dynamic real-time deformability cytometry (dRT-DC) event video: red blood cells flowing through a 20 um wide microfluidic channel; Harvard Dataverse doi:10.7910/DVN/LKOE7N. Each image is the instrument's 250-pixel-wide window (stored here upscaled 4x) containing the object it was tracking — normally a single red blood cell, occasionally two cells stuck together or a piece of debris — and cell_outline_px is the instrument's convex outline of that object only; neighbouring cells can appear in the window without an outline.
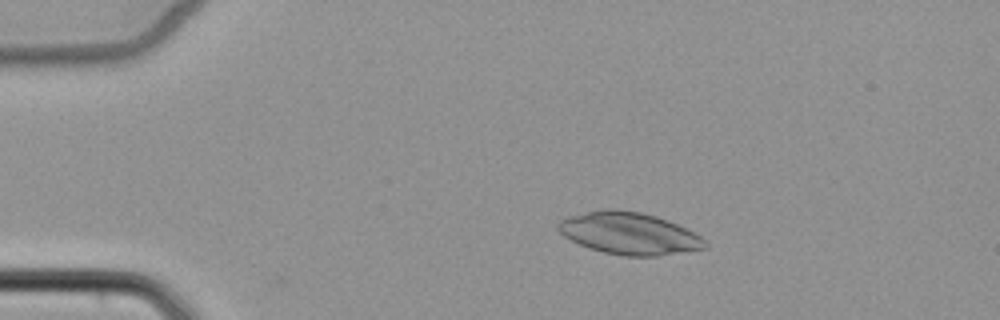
{"species": "common noctule bat (a hibernating species)", "species_latin": "Nyctalus noctula", "temperature_condition": "cold", "stored_images_in_passage": 3, "camera_frame_rate_fps": 3000, "um_per_image_px": 0.085, "animal": {"sex": "female", "body_mass_g": 22.7, "forearm_length_mm": 54.2}, "frame": {"image": 1, "passage_image": 2, "time_ms": 1.0, "image_size_px": [1000, 320], "cell_outline_px": [[708, 248], [656, 256], [624, 256], [604, 252], [588, 248], [564, 236], [556, 228], [556, 224], [560, 220], [568, 216], [604, 208], [616, 208], [640, 212], [656, 216], [668, 220], [700, 236], [708, 244]], "centroid_in_image_um": [53.45, 19.83], "position_along_channel_um": 31.6, "area_um2": 36.01}}